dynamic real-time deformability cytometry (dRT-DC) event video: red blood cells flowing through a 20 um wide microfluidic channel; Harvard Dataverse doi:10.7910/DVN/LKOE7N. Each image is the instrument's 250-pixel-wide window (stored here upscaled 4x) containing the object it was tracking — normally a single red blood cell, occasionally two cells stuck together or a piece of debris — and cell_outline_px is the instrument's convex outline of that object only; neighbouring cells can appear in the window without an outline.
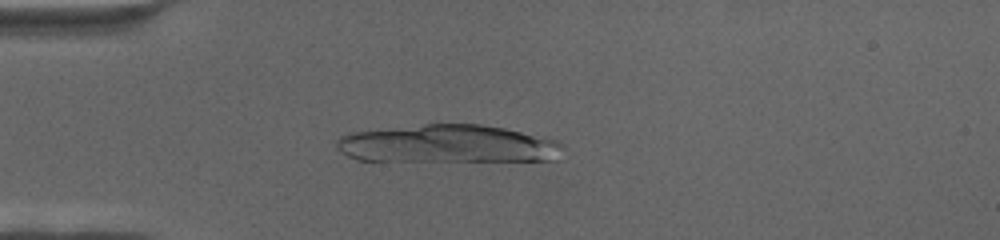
{"species": "human", "species_latin": "Homo sapiens", "temperature_condition": "cold", "stored_images_in_passage": 22, "camera_frame_rate_fps": 3000, "um_per_image_px": 0.085, "donor": {"sex": "female"}, "frame": {"image": 1, "passage_image": 1, "time_ms": 0.0, "image_size_px": [1000, 240], "cell_outline_px": [[564, 160], [356, 160], [348, 156], [336, 148], [336, 140], [340, 136], [352, 132], [424, 124], [480, 124], [504, 128], [544, 136], [556, 140], [564, 148]], "centroid_in_image_um": [38.14, 12.23], "position_along_channel_um": 46.9, "area_um2": 50.11}}